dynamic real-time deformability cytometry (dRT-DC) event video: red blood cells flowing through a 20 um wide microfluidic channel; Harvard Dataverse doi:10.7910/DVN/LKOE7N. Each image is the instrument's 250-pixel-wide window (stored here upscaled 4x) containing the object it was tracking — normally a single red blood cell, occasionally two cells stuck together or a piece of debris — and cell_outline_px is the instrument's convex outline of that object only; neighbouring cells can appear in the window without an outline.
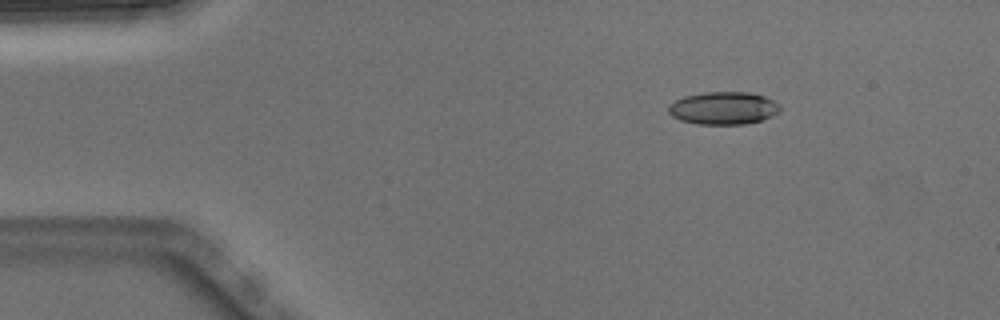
{"species": "Egyptian fruit bat (a non-hibernating species)", "species_latin": "Rousettus aegyptiacus", "temperature_condition": "warm", "stored_images_in_passage": 4, "camera_frame_rate_fps": 3000, "um_per_image_px": 0.085, "animal": {"sex": "male"}, "frame": {"image": 1, "passage_image": 2, "time_ms": 0.333, "image_size_px": [1000, 320], "cell_outline_px": [[780, 112], [772, 116], [760, 120], [744, 124], [696, 124], [680, 120], [672, 116], [668, 112], [668, 104], [684, 96], [704, 92], [748, 92], [764, 96], [780, 104]], "centroid_in_image_um": [61.47, 9.19], "position_along_channel_um": 23.5, "area_um2": 21.33}}